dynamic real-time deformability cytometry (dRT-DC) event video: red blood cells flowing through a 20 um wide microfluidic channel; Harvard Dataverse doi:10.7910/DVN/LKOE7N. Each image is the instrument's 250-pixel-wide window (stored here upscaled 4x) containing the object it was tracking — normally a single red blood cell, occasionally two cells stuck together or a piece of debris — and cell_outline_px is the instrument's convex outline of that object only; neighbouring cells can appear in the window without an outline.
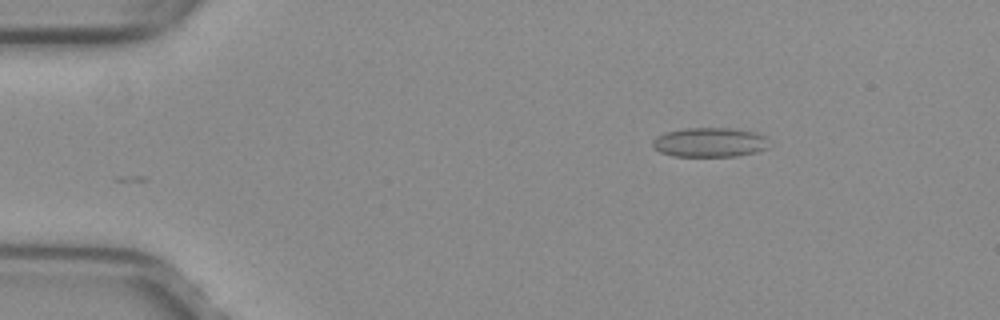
{"species": "common noctule bat (a hibernating species)", "species_latin": "Nyctalus noctula", "temperature_condition": "warm", "stored_images_in_passage": 15, "camera_frame_rate_fps": 3000, "um_per_image_px": 0.085, "animal": {"sex": "female", "body_mass_g": 29.2, "forearm_length_mm": 56.3}, "frame": {"image": 1, "passage_image": 6, "time_ms": 1.667, "image_size_px": [1000, 320], "cell_outline_px": [[768, 148], [756, 152], [736, 156], [672, 156], [660, 152], [652, 144], [652, 140], [656, 136], [664, 132], [684, 128], [728, 128], [756, 132], [764, 136]], "centroid_in_image_um": [60.28, 12.09], "position_along_channel_um": 24.7, "area_um2": 19.94}}
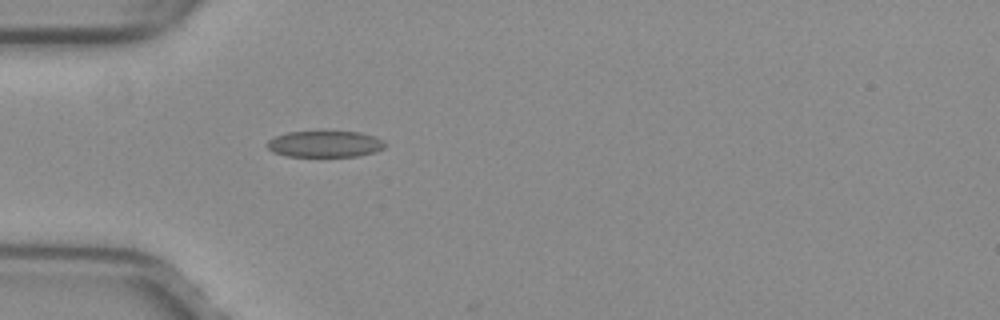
{"frame": {"image": 2, "passage_image": 14, "time_ms": 4.333, "image_size_px": [1000, 320], "cell_outline_px": [[388, 144], [384, 148], [376, 152], [356, 156], [284, 156], [272, 152], [268, 148], [268, 140], [276, 136], [288, 132], [360, 132], [376, 136], [384, 140]], "centroid_in_image_um": [27.67, 12.24], "position_along_channel_um": 57.3, "area_um2": 18.15}}